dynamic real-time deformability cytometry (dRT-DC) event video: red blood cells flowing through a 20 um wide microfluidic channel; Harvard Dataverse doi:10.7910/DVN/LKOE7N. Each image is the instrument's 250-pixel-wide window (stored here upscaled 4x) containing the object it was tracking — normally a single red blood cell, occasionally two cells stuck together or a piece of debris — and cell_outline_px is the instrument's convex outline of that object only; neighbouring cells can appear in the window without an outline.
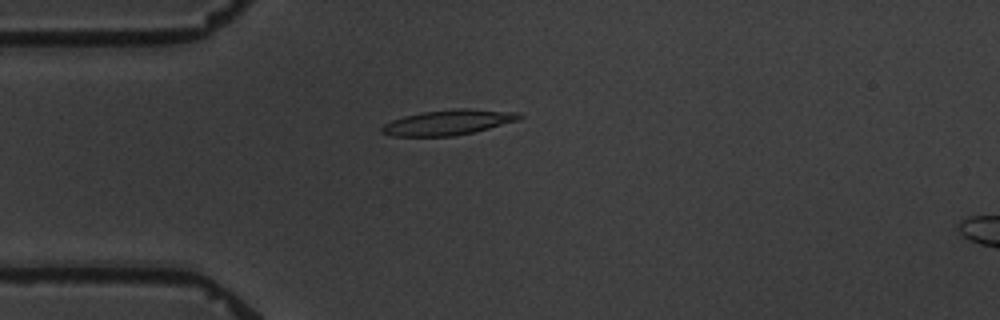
{"species": "common noctule bat (a hibernating species)", "species_latin": "Nyctalus noctula", "temperature_condition": "warm", "stored_images_in_passage": 8, "camera_frame_rate_fps": 3000, "um_per_image_px": 0.085, "animal": {"sex": "male", "body_mass_g": 19.5, "forearm_length_mm": 54.6}, "frame": {"image": 1, "passage_image": 5, "time_ms": 4.667, "image_size_px": [1000, 320], "cell_outline_px": [[524, 116], [516, 120], [488, 128], [472, 132], [452, 136], [392, 136], [380, 132], [380, 128], [384, 124], [392, 120], [404, 116], [424, 112], [456, 108], [468, 108], [520, 112]], "centroid_in_image_um": [38.08, 10.39], "position_along_channel_um": 46.9, "area_um2": 20.06}}
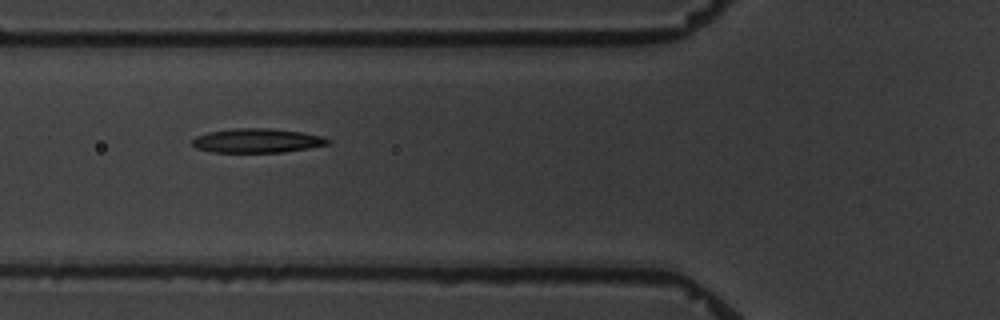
{"frame": {"image": 2, "passage_image": 7, "time_ms": 6.667, "image_size_px": [1000, 320], "cell_outline_px": [[332, 140], [328, 144], [308, 148], [284, 152], [212, 152], [196, 148], [192, 144], [192, 140], [196, 136], [208, 132], [236, 128], [272, 128], [304, 132], [324, 136]], "centroid_in_image_um": [21.89, 11.94], "position_along_channel_um": 103.9, "area_um2": 19.25}}
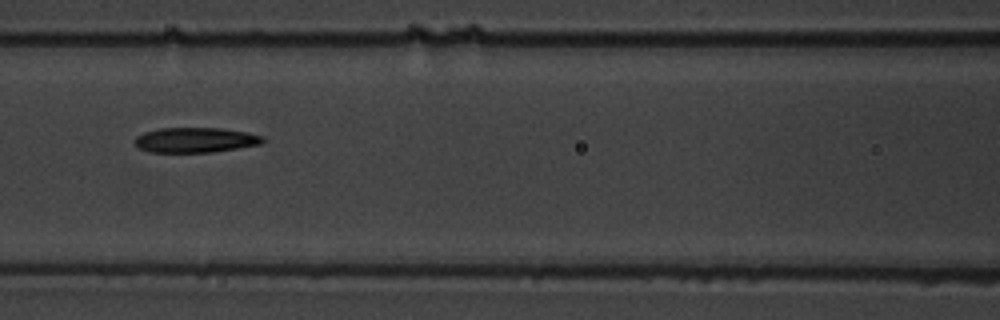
{"frame": {"image": 3, "passage_image": 8, "time_ms": 8.0, "image_size_px": [1000, 320], "cell_outline_px": [[268, 140], [264, 144], [212, 152], [148, 152], [140, 148], [136, 144], [136, 136], [144, 132], [160, 128], [220, 128], [248, 132], [264, 136]], "centroid_in_image_um": [16.7, 11.9], "position_along_channel_um": 149.9, "area_um2": 18.84}}